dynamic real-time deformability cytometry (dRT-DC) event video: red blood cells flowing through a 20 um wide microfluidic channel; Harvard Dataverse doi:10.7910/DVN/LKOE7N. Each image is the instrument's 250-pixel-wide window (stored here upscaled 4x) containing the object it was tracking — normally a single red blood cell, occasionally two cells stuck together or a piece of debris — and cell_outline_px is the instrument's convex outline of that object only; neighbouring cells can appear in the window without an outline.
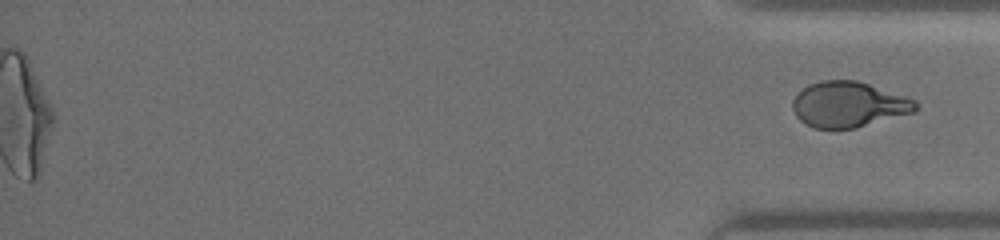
{"species": "human", "species_latin": "Homo sapiens", "temperature_condition": "warm", "stored_images_in_passage": 51, "segment_of_instrument_passage": [2, 2], "camera_frame_rate_fps": 3000, "um_per_image_px": 0.085, "donor": {"sex": "male"}, "frame": {"image": 1, "passage_image": 51, "time_ms": 16.667, "image_size_px": [1000, 240], "cell_outline_px": [[920, 108], [916, 112], [856, 128], [816, 128], [800, 120], [796, 116], [792, 108], [792, 100], [808, 84], [820, 80], [856, 80], [916, 100], [920, 104]], "centroid_in_image_um": [72.17, 8.88], "position_along_channel_um": 363.0, "area_um2": 32.66}}